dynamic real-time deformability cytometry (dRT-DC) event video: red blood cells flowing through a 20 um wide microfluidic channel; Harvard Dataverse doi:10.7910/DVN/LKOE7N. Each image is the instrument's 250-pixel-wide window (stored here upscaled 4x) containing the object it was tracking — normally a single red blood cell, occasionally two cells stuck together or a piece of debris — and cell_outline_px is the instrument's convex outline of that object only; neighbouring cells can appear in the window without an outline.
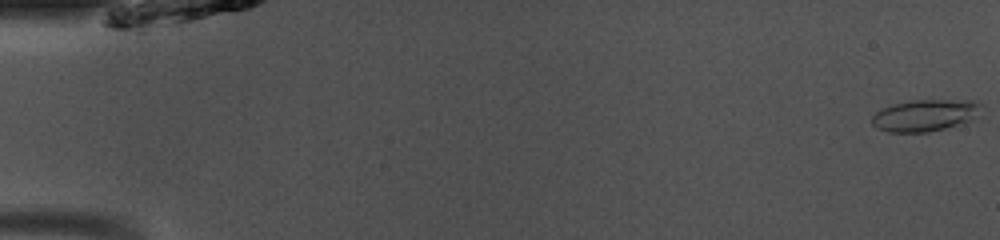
{"species": "common noctule bat (a hibernating species)", "species_latin": "Nyctalus noctula", "temperature_condition": "room temperature", "stored_images_in_passage": 49, "camera_frame_rate_fps": 3000, "um_per_image_px": 0.085, "animal": {"sex": "male", "body_mass_g": 13.0, "forearm_length_mm": 53.1}, "frame": {"image": 1, "passage_image": 1, "time_ms": 0.0, "image_size_px": [1000, 240], "cell_outline_px": [[984, 116], [964, 124], [928, 132], [888, 132], [876, 128], [872, 124], [872, 116], [880, 108], [912, 100], [976, 100], [984, 104]], "centroid_in_image_um": [78.78, 9.8], "position_along_channel_um": 6.2, "area_um2": 21.04}}
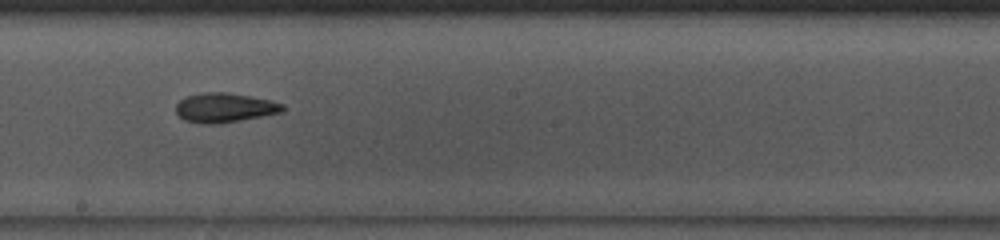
{"frame": {"image": 2, "passage_image": 28, "time_ms": 9.0, "image_size_px": [1000, 240], "cell_outline_px": [[288, 108], [284, 112], [220, 124], [204, 124], [184, 120], [176, 112], [176, 104], [184, 96], [204, 92], [228, 92], [272, 100], [284, 104]], "centroid_in_image_um": [19.13, 9.15], "position_along_channel_um": 229.1, "area_um2": 18.67}}
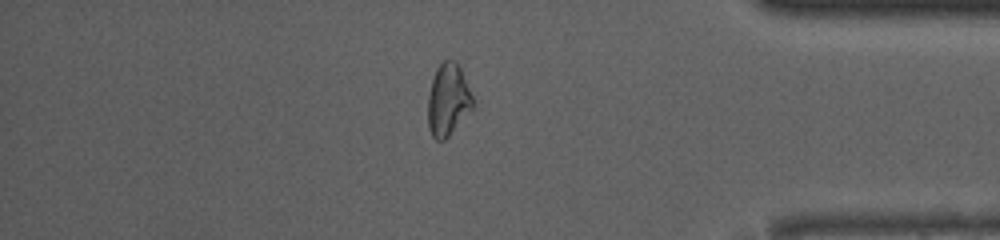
{"frame": {"image": 3, "passage_image": 42, "time_ms": 13.667, "image_size_px": [1000, 240], "cell_outline_px": [[472, 108], [448, 136], [444, 140], [436, 140], [432, 136], [428, 128], [428, 96], [432, 80], [436, 68], [444, 60], [456, 60], [460, 68], [472, 96]], "centroid_in_image_um": [38.05, 8.48], "position_along_channel_um": 397.1, "area_um2": 18.5}, "authors_computed_cell_mechanics": {"area_um2": 18.6694, "velocity_mm_per_s": 4.1195, "shape_relaxation_time_tau1_ms": 4.1471, "shape_relaxation_time_tau2_ms": 3.0739, "deformation_change_tau1": 0.1404, "deformation_change_tau2": 0.1098}}